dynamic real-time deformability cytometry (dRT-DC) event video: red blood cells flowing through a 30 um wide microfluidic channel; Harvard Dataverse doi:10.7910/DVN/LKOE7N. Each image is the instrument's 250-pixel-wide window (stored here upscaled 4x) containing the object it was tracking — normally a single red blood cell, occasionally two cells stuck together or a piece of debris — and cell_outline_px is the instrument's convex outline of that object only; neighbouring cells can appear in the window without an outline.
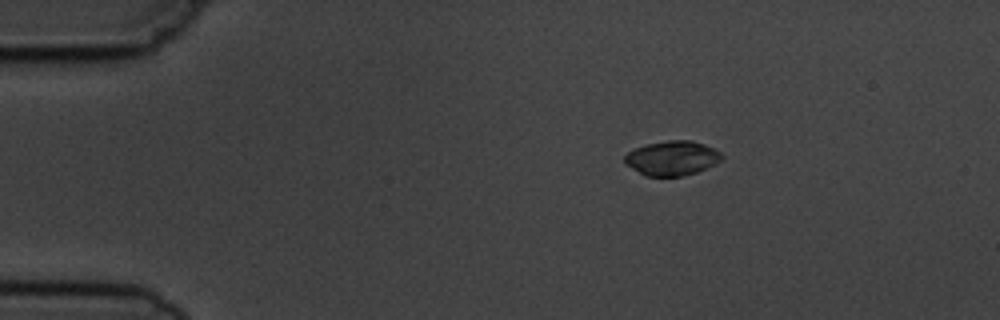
{"species": "common noctule bat (a hibernating species)", "species_latin": "Nyctalus noctula", "temperature_condition": "cold", "stored_images_in_passage": 4, "camera_frame_rate_fps": 3000, "um_per_image_px": 0.085, "animal": {"sex": "male", "body_mass_g": 19.5, "forearm_length_mm": 54.6}, "frame": {"image": 1, "passage_image": 2, "time_ms": 1.333, "image_size_px": [1000, 320], "cell_outline_px": [[724, 156], [720, 160], [696, 172], [680, 176], [644, 176], [624, 164], [624, 156], [628, 152], [636, 148], [648, 144], [668, 140], [692, 140], [704, 144], [720, 152]], "centroid_in_image_um": [57.08, 13.44], "position_along_channel_um": 27.9, "area_um2": 19.36}}